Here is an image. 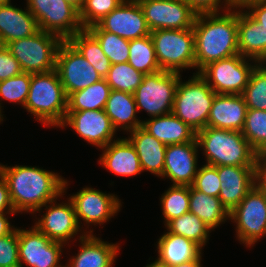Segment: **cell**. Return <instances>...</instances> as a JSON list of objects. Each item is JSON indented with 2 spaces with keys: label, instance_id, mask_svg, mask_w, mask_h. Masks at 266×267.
<instances>
[{
  "label": "cell",
  "instance_id": "cell-1",
  "mask_svg": "<svg viewBox=\"0 0 266 267\" xmlns=\"http://www.w3.org/2000/svg\"><path fill=\"white\" fill-rule=\"evenodd\" d=\"M16 213H40L50 201L63 197L68 182L58 173L34 166L0 164Z\"/></svg>",
  "mask_w": 266,
  "mask_h": 267
},
{
  "label": "cell",
  "instance_id": "cell-2",
  "mask_svg": "<svg viewBox=\"0 0 266 267\" xmlns=\"http://www.w3.org/2000/svg\"><path fill=\"white\" fill-rule=\"evenodd\" d=\"M198 13L194 22L195 68L239 54L237 7L222 12Z\"/></svg>",
  "mask_w": 266,
  "mask_h": 267
},
{
  "label": "cell",
  "instance_id": "cell-3",
  "mask_svg": "<svg viewBox=\"0 0 266 267\" xmlns=\"http://www.w3.org/2000/svg\"><path fill=\"white\" fill-rule=\"evenodd\" d=\"M198 147L210 166H257L259 154L242 131L207 126L196 133Z\"/></svg>",
  "mask_w": 266,
  "mask_h": 267
},
{
  "label": "cell",
  "instance_id": "cell-4",
  "mask_svg": "<svg viewBox=\"0 0 266 267\" xmlns=\"http://www.w3.org/2000/svg\"><path fill=\"white\" fill-rule=\"evenodd\" d=\"M67 100L56 69L32 73L24 109L45 127H60L67 113Z\"/></svg>",
  "mask_w": 266,
  "mask_h": 267
},
{
  "label": "cell",
  "instance_id": "cell-5",
  "mask_svg": "<svg viewBox=\"0 0 266 267\" xmlns=\"http://www.w3.org/2000/svg\"><path fill=\"white\" fill-rule=\"evenodd\" d=\"M186 82H178L172 113L196 133L207 127L209 112L216 93L199 74L193 73Z\"/></svg>",
  "mask_w": 266,
  "mask_h": 267
},
{
  "label": "cell",
  "instance_id": "cell-6",
  "mask_svg": "<svg viewBox=\"0 0 266 267\" xmlns=\"http://www.w3.org/2000/svg\"><path fill=\"white\" fill-rule=\"evenodd\" d=\"M150 36L161 70L180 73L182 69H195L193 28L153 30Z\"/></svg>",
  "mask_w": 266,
  "mask_h": 267
},
{
  "label": "cell",
  "instance_id": "cell-7",
  "mask_svg": "<svg viewBox=\"0 0 266 267\" xmlns=\"http://www.w3.org/2000/svg\"><path fill=\"white\" fill-rule=\"evenodd\" d=\"M62 41L55 34L39 30L32 36L8 43L6 47L23 72L46 73L56 69V55Z\"/></svg>",
  "mask_w": 266,
  "mask_h": 267
},
{
  "label": "cell",
  "instance_id": "cell-8",
  "mask_svg": "<svg viewBox=\"0 0 266 267\" xmlns=\"http://www.w3.org/2000/svg\"><path fill=\"white\" fill-rule=\"evenodd\" d=\"M180 76L164 70L145 75L134 92L138 113L143 109L150 118L172 113Z\"/></svg>",
  "mask_w": 266,
  "mask_h": 267
},
{
  "label": "cell",
  "instance_id": "cell-9",
  "mask_svg": "<svg viewBox=\"0 0 266 267\" xmlns=\"http://www.w3.org/2000/svg\"><path fill=\"white\" fill-rule=\"evenodd\" d=\"M240 244L253 247L266 236V193L256 184L229 213Z\"/></svg>",
  "mask_w": 266,
  "mask_h": 267
},
{
  "label": "cell",
  "instance_id": "cell-10",
  "mask_svg": "<svg viewBox=\"0 0 266 267\" xmlns=\"http://www.w3.org/2000/svg\"><path fill=\"white\" fill-rule=\"evenodd\" d=\"M257 64L237 54L209 63L199 74L216 94L242 95Z\"/></svg>",
  "mask_w": 266,
  "mask_h": 267
},
{
  "label": "cell",
  "instance_id": "cell-11",
  "mask_svg": "<svg viewBox=\"0 0 266 267\" xmlns=\"http://www.w3.org/2000/svg\"><path fill=\"white\" fill-rule=\"evenodd\" d=\"M26 6L36 18L39 30L68 40L82 31L79 11L66 0H26Z\"/></svg>",
  "mask_w": 266,
  "mask_h": 267
},
{
  "label": "cell",
  "instance_id": "cell-12",
  "mask_svg": "<svg viewBox=\"0 0 266 267\" xmlns=\"http://www.w3.org/2000/svg\"><path fill=\"white\" fill-rule=\"evenodd\" d=\"M56 70L67 97L103 79L68 40L58 48Z\"/></svg>",
  "mask_w": 266,
  "mask_h": 267
},
{
  "label": "cell",
  "instance_id": "cell-13",
  "mask_svg": "<svg viewBox=\"0 0 266 267\" xmlns=\"http://www.w3.org/2000/svg\"><path fill=\"white\" fill-rule=\"evenodd\" d=\"M67 199L73 203L79 226L82 224L81 219L87 225L85 234H93V229L87 231L88 226L103 225L113 218L122 206L121 200L115 194H106L88 186Z\"/></svg>",
  "mask_w": 266,
  "mask_h": 267
},
{
  "label": "cell",
  "instance_id": "cell-14",
  "mask_svg": "<svg viewBox=\"0 0 266 267\" xmlns=\"http://www.w3.org/2000/svg\"><path fill=\"white\" fill-rule=\"evenodd\" d=\"M18 229V254L20 267H65L60 259L63 243L50 240L35 226ZM60 263V264H59Z\"/></svg>",
  "mask_w": 266,
  "mask_h": 267
},
{
  "label": "cell",
  "instance_id": "cell-15",
  "mask_svg": "<svg viewBox=\"0 0 266 267\" xmlns=\"http://www.w3.org/2000/svg\"><path fill=\"white\" fill-rule=\"evenodd\" d=\"M150 31L193 28L197 13L184 0H138Z\"/></svg>",
  "mask_w": 266,
  "mask_h": 267
},
{
  "label": "cell",
  "instance_id": "cell-16",
  "mask_svg": "<svg viewBox=\"0 0 266 267\" xmlns=\"http://www.w3.org/2000/svg\"><path fill=\"white\" fill-rule=\"evenodd\" d=\"M87 30H104L132 40L150 35L143 10L138 1L124 0L117 8Z\"/></svg>",
  "mask_w": 266,
  "mask_h": 267
},
{
  "label": "cell",
  "instance_id": "cell-17",
  "mask_svg": "<svg viewBox=\"0 0 266 267\" xmlns=\"http://www.w3.org/2000/svg\"><path fill=\"white\" fill-rule=\"evenodd\" d=\"M67 126H70L81 138L99 149L113 142L115 134H117L104 109L67 111L59 128L63 129Z\"/></svg>",
  "mask_w": 266,
  "mask_h": 267
},
{
  "label": "cell",
  "instance_id": "cell-18",
  "mask_svg": "<svg viewBox=\"0 0 266 267\" xmlns=\"http://www.w3.org/2000/svg\"><path fill=\"white\" fill-rule=\"evenodd\" d=\"M56 200L43 206L47 212L41 215L42 218H38L34 226L50 240L69 245L71 238L79 234L78 232L85 231L78 224L72 201L69 199L66 203L57 204Z\"/></svg>",
  "mask_w": 266,
  "mask_h": 267
},
{
  "label": "cell",
  "instance_id": "cell-19",
  "mask_svg": "<svg viewBox=\"0 0 266 267\" xmlns=\"http://www.w3.org/2000/svg\"><path fill=\"white\" fill-rule=\"evenodd\" d=\"M198 142L170 144L165 150L163 175L172 185L191 186L198 172Z\"/></svg>",
  "mask_w": 266,
  "mask_h": 267
},
{
  "label": "cell",
  "instance_id": "cell-20",
  "mask_svg": "<svg viewBox=\"0 0 266 267\" xmlns=\"http://www.w3.org/2000/svg\"><path fill=\"white\" fill-rule=\"evenodd\" d=\"M221 181L219 199L230 213L256 185V166H216Z\"/></svg>",
  "mask_w": 266,
  "mask_h": 267
},
{
  "label": "cell",
  "instance_id": "cell-21",
  "mask_svg": "<svg viewBox=\"0 0 266 267\" xmlns=\"http://www.w3.org/2000/svg\"><path fill=\"white\" fill-rule=\"evenodd\" d=\"M78 238L80 251L69 258L65 267H113L120 250L119 243L102 241L95 234L82 233Z\"/></svg>",
  "mask_w": 266,
  "mask_h": 267
},
{
  "label": "cell",
  "instance_id": "cell-22",
  "mask_svg": "<svg viewBox=\"0 0 266 267\" xmlns=\"http://www.w3.org/2000/svg\"><path fill=\"white\" fill-rule=\"evenodd\" d=\"M247 105L242 95L216 94L209 112L207 126L242 131Z\"/></svg>",
  "mask_w": 266,
  "mask_h": 267
},
{
  "label": "cell",
  "instance_id": "cell-23",
  "mask_svg": "<svg viewBox=\"0 0 266 267\" xmlns=\"http://www.w3.org/2000/svg\"><path fill=\"white\" fill-rule=\"evenodd\" d=\"M101 150L103 152L98 163L109 172L123 177H131L143 172L135 147L127 137L117 138Z\"/></svg>",
  "mask_w": 266,
  "mask_h": 267
},
{
  "label": "cell",
  "instance_id": "cell-24",
  "mask_svg": "<svg viewBox=\"0 0 266 267\" xmlns=\"http://www.w3.org/2000/svg\"><path fill=\"white\" fill-rule=\"evenodd\" d=\"M237 9L239 54L258 63H266V30L244 8Z\"/></svg>",
  "mask_w": 266,
  "mask_h": 267
},
{
  "label": "cell",
  "instance_id": "cell-25",
  "mask_svg": "<svg viewBox=\"0 0 266 267\" xmlns=\"http://www.w3.org/2000/svg\"><path fill=\"white\" fill-rule=\"evenodd\" d=\"M9 5H0V39L8 43L34 35L39 31L36 18L28 10Z\"/></svg>",
  "mask_w": 266,
  "mask_h": 267
},
{
  "label": "cell",
  "instance_id": "cell-26",
  "mask_svg": "<svg viewBox=\"0 0 266 267\" xmlns=\"http://www.w3.org/2000/svg\"><path fill=\"white\" fill-rule=\"evenodd\" d=\"M129 141L135 147L138 154L142 171H149L151 174L162 177L167 145L157 140L142 126L130 131Z\"/></svg>",
  "mask_w": 266,
  "mask_h": 267
},
{
  "label": "cell",
  "instance_id": "cell-27",
  "mask_svg": "<svg viewBox=\"0 0 266 267\" xmlns=\"http://www.w3.org/2000/svg\"><path fill=\"white\" fill-rule=\"evenodd\" d=\"M142 127L165 145L196 140V132L173 113L142 120Z\"/></svg>",
  "mask_w": 266,
  "mask_h": 267
},
{
  "label": "cell",
  "instance_id": "cell-28",
  "mask_svg": "<svg viewBox=\"0 0 266 267\" xmlns=\"http://www.w3.org/2000/svg\"><path fill=\"white\" fill-rule=\"evenodd\" d=\"M158 259L169 267L198 259L201 246L181 235L164 232L157 241Z\"/></svg>",
  "mask_w": 266,
  "mask_h": 267
},
{
  "label": "cell",
  "instance_id": "cell-29",
  "mask_svg": "<svg viewBox=\"0 0 266 267\" xmlns=\"http://www.w3.org/2000/svg\"><path fill=\"white\" fill-rule=\"evenodd\" d=\"M104 110L116 131L128 133L142 126V121L136 115L138 111L134 94L111 90Z\"/></svg>",
  "mask_w": 266,
  "mask_h": 267
},
{
  "label": "cell",
  "instance_id": "cell-30",
  "mask_svg": "<svg viewBox=\"0 0 266 267\" xmlns=\"http://www.w3.org/2000/svg\"><path fill=\"white\" fill-rule=\"evenodd\" d=\"M189 211L212 230L229 220V212L218 197L199 192L192 186H190Z\"/></svg>",
  "mask_w": 266,
  "mask_h": 267
},
{
  "label": "cell",
  "instance_id": "cell-31",
  "mask_svg": "<svg viewBox=\"0 0 266 267\" xmlns=\"http://www.w3.org/2000/svg\"><path fill=\"white\" fill-rule=\"evenodd\" d=\"M68 41L95 68L102 78L108 75L111 62L103 52L100 43L87 29L77 32Z\"/></svg>",
  "mask_w": 266,
  "mask_h": 267
},
{
  "label": "cell",
  "instance_id": "cell-32",
  "mask_svg": "<svg viewBox=\"0 0 266 267\" xmlns=\"http://www.w3.org/2000/svg\"><path fill=\"white\" fill-rule=\"evenodd\" d=\"M111 89L105 78L68 96L67 111L101 110L105 108Z\"/></svg>",
  "mask_w": 266,
  "mask_h": 267
},
{
  "label": "cell",
  "instance_id": "cell-33",
  "mask_svg": "<svg viewBox=\"0 0 266 267\" xmlns=\"http://www.w3.org/2000/svg\"><path fill=\"white\" fill-rule=\"evenodd\" d=\"M165 228L172 234L181 235L188 238L203 248L209 240L210 233L213 231L198 216L190 211L170 220Z\"/></svg>",
  "mask_w": 266,
  "mask_h": 267
},
{
  "label": "cell",
  "instance_id": "cell-34",
  "mask_svg": "<svg viewBox=\"0 0 266 267\" xmlns=\"http://www.w3.org/2000/svg\"><path fill=\"white\" fill-rule=\"evenodd\" d=\"M128 63L144 75L160 71L154 44L150 35L129 41Z\"/></svg>",
  "mask_w": 266,
  "mask_h": 267
},
{
  "label": "cell",
  "instance_id": "cell-35",
  "mask_svg": "<svg viewBox=\"0 0 266 267\" xmlns=\"http://www.w3.org/2000/svg\"><path fill=\"white\" fill-rule=\"evenodd\" d=\"M190 186L171 185L160 198L164 225L189 212Z\"/></svg>",
  "mask_w": 266,
  "mask_h": 267
},
{
  "label": "cell",
  "instance_id": "cell-36",
  "mask_svg": "<svg viewBox=\"0 0 266 267\" xmlns=\"http://www.w3.org/2000/svg\"><path fill=\"white\" fill-rule=\"evenodd\" d=\"M144 74L134 69L128 62L111 64L105 77L111 90L134 94L143 81Z\"/></svg>",
  "mask_w": 266,
  "mask_h": 267
},
{
  "label": "cell",
  "instance_id": "cell-37",
  "mask_svg": "<svg viewBox=\"0 0 266 267\" xmlns=\"http://www.w3.org/2000/svg\"><path fill=\"white\" fill-rule=\"evenodd\" d=\"M242 134L259 154L266 153V111L247 109Z\"/></svg>",
  "mask_w": 266,
  "mask_h": 267
},
{
  "label": "cell",
  "instance_id": "cell-38",
  "mask_svg": "<svg viewBox=\"0 0 266 267\" xmlns=\"http://www.w3.org/2000/svg\"><path fill=\"white\" fill-rule=\"evenodd\" d=\"M242 96L247 109L266 111V63L255 66Z\"/></svg>",
  "mask_w": 266,
  "mask_h": 267
},
{
  "label": "cell",
  "instance_id": "cell-39",
  "mask_svg": "<svg viewBox=\"0 0 266 267\" xmlns=\"http://www.w3.org/2000/svg\"><path fill=\"white\" fill-rule=\"evenodd\" d=\"M100 43L111 64L128 62L130 49L128 39L104 30H88Z\"/></svg>",
  "mask_w": 266,
  "mask_h": 267
},
{
  "label": "cell",
  "instance_id": "cell-40",
  "mask_svg": "<svg viewBox=\"0 0 266 267\" xmlns=\"http://www.w3.org/2000/svg\"><path fill=\"white\" fill-rule=\"evenodd\" d=\"M31 77L32 73L23 72L7 80L0 81V102L6 100L19 104L24 108L29 93ZM2 107L0 103V116L4 119Z\"/></svg>",
  "mask_w": 266,
  "mask_h": 267
},
{
  "label": "cell",
  "instance_id": "cell-41",
  "mask_svg": "<svg viewBox=\"0 0 266 267\" xmlns=\"http://www.w3.org/2000/svg\"><path fill=\"white\" fill-rule=\"evenodd\" d=\"M124 0H85L79 11V19L82 27L95 25L112 10L117 8Z\"/></svg>",
  "mask_w": 266,
  "mask_h": 267
},
{
  "label": "cell",
  "instance_id": "cell-42",
  "mask_svg": "<svg viewBox=\"0 0 266 267\" xmlns=\"http://www.w3.org/2000/svg\"><path fill=\"white\" fill-rule=\"evenodd\" d=\"M220 183L217 168L204 164L201 168L199 167L191 186L209 196L219 197Z\"/></svg>",
  "mask_w": 266,
  "mask_h": 267
},
{
  "label": "cell",
  "instance_id": "cell-43",
  "mask_svg": "<svg viewBox=\"0 0 266 267\" xmlns=\"http://www.w3.org/2000/svg\"><path fill=\"white\" fill-rule=\"evenodd\" d=\"M0 267H20L18 254V228L0 237Z\"/></svg>",
  "mask_w": 266,
  "mask_h": 267
},
{
  "label": "cell",
  "instance_id": "cell-44",
  "mask_svg": "<svg viewBox=\"0 0 266 267\" xmlns=\"http://www.w3.org/2000/svg\"><path fill=\"white\" fill-rule=\"evenodd\" d=\"M23 73L20 63L15 59L6 46L0 49V81Z\"/></svg>",
  "mask_w": 266,
  "mask_h": 267
},
{
  "label": "cell",
  "instance_id": "cell-45",
  "mask_svg": "<svg viewBox=\"0 0 266 267\" xmlns=\"http://www.w3.org/2000/svg\"><path fill=\"white\" fill-rule=\"evenodd\" d=\"M197 14L220 12L234 8L231 0H184ZM224 5V6H223Z\"/></svg>",
  "mask_w": 266,
  "mask_h": 267
},
{
  "label": "cell",
  "instance_id": "cell-46",
  "mask_svg": "<svg viewBox=\"0 0 266 267\" xmlns=\"http://www.w3.org/2000/svg\"><path fill=\"white\" fill-rule=\"evenodd\" d=\"M242 8L266 30V2L248 1Z\"/></svg>",
  "mask_w": 266,
  "mask_h": 267
},
{
  "label": "cell",
  "instance_id": "cell-47",
  "mask_svg": "<svg viewBox=\"0 0 266 267\" xmlns=\"http://www.w3.org/2000/svg\"><path fill=\"white\" fill-rule=\"evenodd\" d=\"M4 212H15V210L10 199L6 179L0 173V213Z\"/></svg>",
  "mask_w": 266,
  "mask_h": 267
},
{
  "label": "cell",
  "instance_id": "cell-48",
  "mask_svg": "<svg viewBox=\"0 0 266 267\" xmlns=\"http://www.w3.org/2000/svg\"><path fill=\"white\" fill-rule=\"evenodd\" d=\"M256 184L266 193V158L259 155L256 166Z\"/></svg>",
  "mask_w": 266,
  "mask_h": 267
},
{
  "label": "cell",
  "instance_id": "cell-49",
  "mask_svg": "<svg viewBox=\"0 0 266 267\" xmlns=\"http://www.w3.org/2000/svg\"><path fill=\"white\" fill-rule=\"evenodd\" d=\"M7 214L12 216L17 213L16 212L0 213V237L10 234L15 229V226L14 225L12 226L10 221L8 220L9 218Z\"/></svg>",
  "mask_w": 266,
  "mask_h": 267
},
{
  "label": "cell",
  "instance_id": "cell-50",
  "mask_svg": "<svg viewBox=\"0 0 266 267\" xmlns=\"http://www.w3.org/2000/svg\"><path fill=\"white\" fill-rule=\"evenodd\" d=\"M201 258H202V255L198 259L187 261L182 264L174 265L172 267H202Z\"/></svg>",
  "mask_w": 266,
  "mask_h": 267
},
{
  "label": "cell",
  "instance_id": "cell-51",
  "mask_svg": "<svg viewBox=\"0 0 266 267\" xmlns=\"http://www.w3.org/2000/svg\"><path fill=\"white\" fill-rule=\"evenodd\" d=\"M69 4L74 6L78 11L83 7L85 0H66Z\"/></svg>",
  "mask_w": 266,
  "mask_h": 267
},
{
  "label": "cell",
  "instance_id": "cell-52",
  "mask_svg": "<svg viewBox=\"0 0 266 267\" xmlns=\"http://www.w3.org/2000/svg\"><path fill=\"white\" fill-rule=\"evenodd\" d=\"M145 267H169L166 263L160 261L158 258L154 262H150Z\"/></svg>",
  "mask_w": 266,
  "mask_h": 267
},
{
  "label": "cell",
  "instance_id": "cell-53",
  "mask_svg": "<svg viewBox=\"0 0 266 267\" xmlns=\"http://www.w3.org/2000/svg\"><path fill=\"white\" fill-rule=\"evenodd\" d=\"M235 7H242L246 2L250 0H231Z\"/></svg>",
  "mask_w": 266,
  "mask_h": 267
},
{
  "label": "cell",
  "instance_id": "cell-54",
  "mask_svg": "<svg viewBox=\"0 0 266 267\" xmlns=\"http://www.w3.org/2000/svg\"><path fill=\"white\" fill-rule=\"evenodd\" d=\"M12 4L11 0H0V5H9Z\"/></svg>",
  "mask_w": 266,
  "mask_h": 267
},
{
  "label": "cell",
  "instance_id": "cell-55",
  "mask_svg": "<svg viewBox=\"0 0 266 267\" xmlns=\"http://www.w3.org/2000/svg\"><path fill=\"white\" fill-rule=\"evenodd\" d=\"M250 1L266 2V0H250Z\"/></svg>",
  "mask_w": 266,
  "mask_h": 267
},
{
  "label": "cell",
  "instance_id": "cell-56",
  "mask_svg": "<svg viewBox=\"0 0 266 267\" xmlns=\"http://www.w3.org/2000/svg\"><path fill=\"white\" fill-rule=\"evenodd\" d=\"M4 45H3V43H2V41H1V39H0V49L3 47Z\"/></svg>",
  "mask_w": 266,
  "mask_h": 267
}]
</instances>
